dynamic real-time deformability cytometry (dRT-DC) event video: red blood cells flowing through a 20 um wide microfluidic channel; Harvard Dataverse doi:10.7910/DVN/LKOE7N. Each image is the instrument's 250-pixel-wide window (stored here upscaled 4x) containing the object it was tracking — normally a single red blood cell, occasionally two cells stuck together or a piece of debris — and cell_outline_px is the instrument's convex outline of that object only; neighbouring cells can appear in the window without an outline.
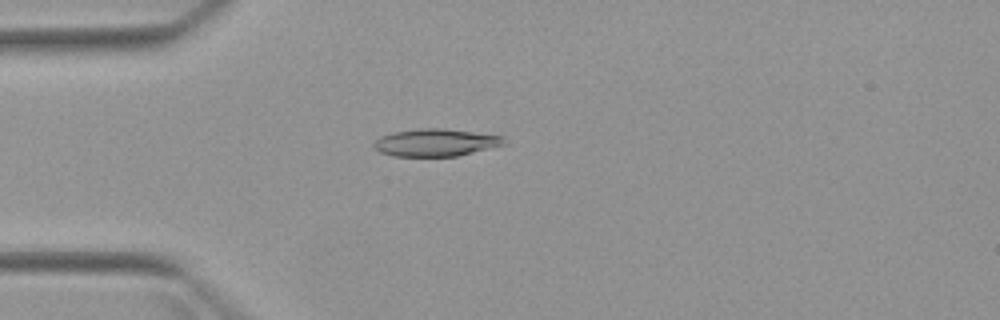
{"species": "Egyptian fruit bat (a non-hibernating species)", "species_latin": "Rousettus aegyptiacus", "temperature_condition": "warm", "stored_images_in_passage": 4, "camera_frame_rate_fps": 3000, "um_per_image_px": 0.085, "animal": {"sex": "female"}, "frame": {"image": 1, "passage_image": 4, "time_ms": 4.333, "image_size_px": [1000, 320], "cell_outline_px": [[504, 144], [456, 156], [392, 156], [380, 152], [372, 144], [380, 136], [392, 132], [420, 128], [444, 128], [504, 136]], "centroid_in_image_um": [36.98, 12.1], "position_along_channel_um": 48.0, "area_um2": 20.63}}